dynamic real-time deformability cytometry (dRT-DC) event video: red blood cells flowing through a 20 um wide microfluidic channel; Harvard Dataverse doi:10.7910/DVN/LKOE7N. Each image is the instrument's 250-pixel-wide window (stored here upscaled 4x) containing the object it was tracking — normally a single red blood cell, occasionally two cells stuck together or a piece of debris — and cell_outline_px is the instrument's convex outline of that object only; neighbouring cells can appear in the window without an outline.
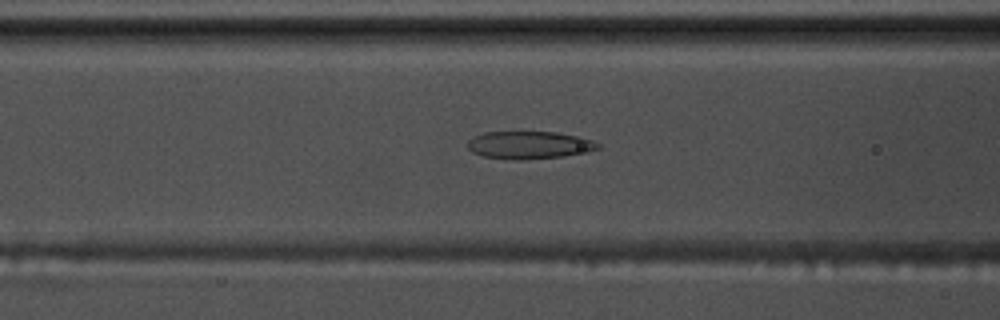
{"species": "common noctule bat (a hibernating species)", "species_latin": "Nyctalus noctula", "temperature_condition": "warm", "stored_images_in_passage": 47, "camera_frame_rate_fps": 3000, "um_per_image_px": 0.085, "animal": {"sex": "male", "body_mass_g": 17.5, "forearm_length_mm": 52.3}, "frame": {"image": 1, "passage_image": 14, "time_ms": 4.333, "image_size_px": [1000, 320], "cell_outline_px": [[600, 148], [588, 152], [564, 156], [520, 160], [512, 160], [484, 156], [472, 152], [468, 148], [468, 140], [472, 136], [484, 132], [556, 132], [580, 136], [592, 140], [600, 144]], "centroid_in_image_um": [45.0, 12.32], "position_along_channel_um": 121.6, "area_um2": 21.15}}
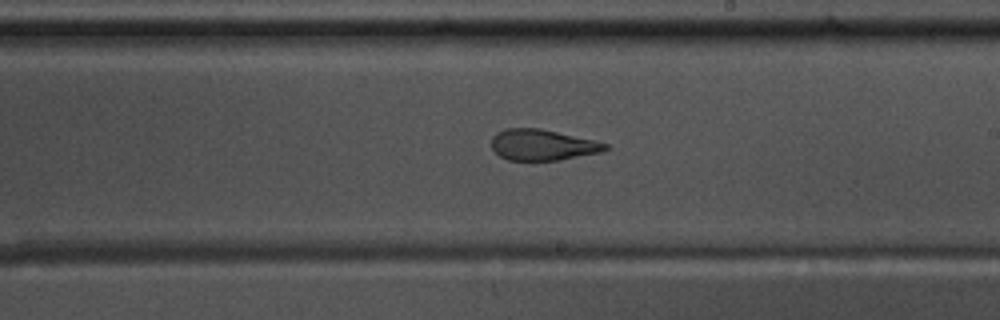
{"frame": {"image": 2, "passage_image": 24, "time_ms": 7.667, "image_size_px": [1000, 320], "cell_outline_px": [[608, 148], [600, 152], [560, 160], [508, 160], [500, 156], [492, 148], [492, 136], [496, 132], [508, 128], [540, 128], [596, 140], [608, 144]], "centroid_in_image_um": [46.11, 12.31], "position_along_channel_um": 242.9, "area_um2": 20.52}}
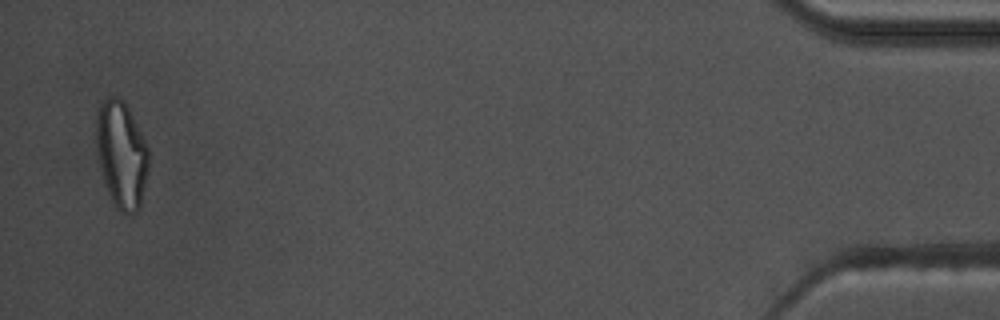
{"frame": {"image": 3, "passage_image": 46, "time_ms": 15.0, "image_size_px": [1000, 320], "cell_outline_px": [[148, 168], [140, 208], [136, 212], [128, 216], [124, 216], [116, 208], [108, 192], [104, 180], [96, 148], [96, 112], [100, 104], [108, 96], [116, 96], [124, 100], [148, 148]], "centroid_in_image_um": [10.32, 13.15], "position_along_channel_um": 424.9, "area_um2": 32.6}, "authors_computed_cell_mechanics": {"area_um2": 22.831, "velocity_mm_per_s": 3.6458, "shape_relaxation_time_tau1_ms": null, "shape_relaxation_time_tau2_ms": 2.2242, "deformation_change_tau1": null, "deformation_change_tau2": 0.1141}}